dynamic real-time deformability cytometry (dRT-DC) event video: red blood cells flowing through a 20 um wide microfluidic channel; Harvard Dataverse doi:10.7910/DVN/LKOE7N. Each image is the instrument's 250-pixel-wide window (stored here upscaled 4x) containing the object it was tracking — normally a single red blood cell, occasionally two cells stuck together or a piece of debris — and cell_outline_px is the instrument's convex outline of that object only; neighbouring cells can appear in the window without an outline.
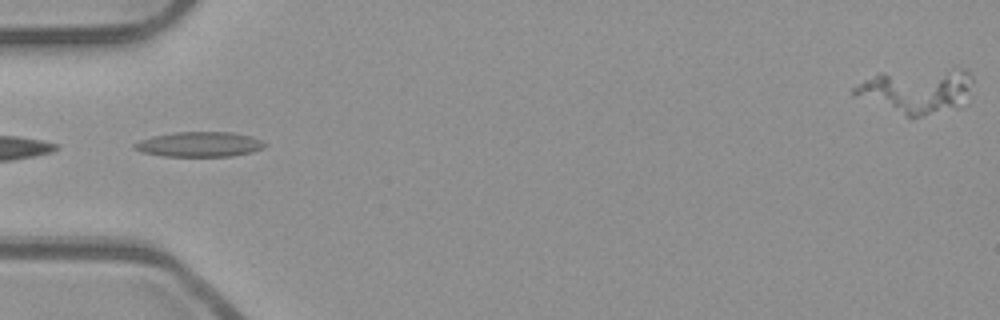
{"species": "common noctule bat (a hibernating species)", "species_latin": "Nyctalus noctula", "temperature_condition": "room temperature", "stored_images_in_passage": 36, "camera_frame_rate_fps": 3000, "um_per_image_px": 0.085, "animal": {"sex": "male", "body_mass_g": 23.1, "forearm_length_mm": 52.7}, "frame": {"image": 1, "passage_image": 1, "time_ms": 0.0, "image_size_px": [1000, 320], "cell_outline_px": [[268, 144], [252, 152], [232, 156], [164, 156], [144, 152], [136, 148], [132, 144], [140, 140], [152, 136], [176, 132], [232, 132], [252, 136]], "centroid_in_image_um": [16.97, 12.26], "position_along_channel_um": 68.0, "area_um2": 18.79}}
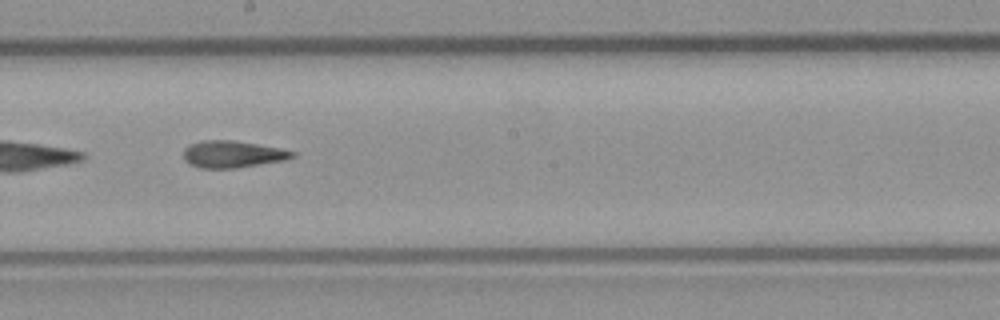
{"frame": {"image": 2, "passage_image": 13, "time_ms": 4.0, "image_size_px": [1000, 320], "cell_outline_px": [[296, 156], [288, 160], [236, 168], [200, 168], [188, 164], [184, 160], [184, 148], [192, 144], [204, 140], [232, 140], [280, 148], [296, 152]], "centroid_in_image_um": [19.8, 13.12], "position_along_channel_um": 228.4, "area_um2": 17.17}}
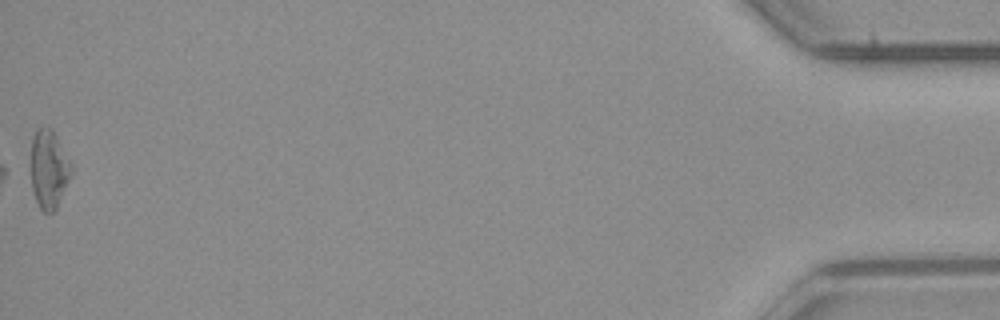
{"frame": {"image": 3, "passage_image": 36, "time_ms": 11.667, "image_size_px": [1000, 320], "cell_outline_px": [[72, 172], [56, 208], [52, 212], [44, 212], [40, 208], [36, 200], [32, 188], [32, 136], [36, 128], [48, 124], [52, 128], [72, 164]], "centroid_in_image_um": [4.16, 14.31], "position_along_channel_um": 431.0, "area_um2": 18.38}, "authors_computed_cell_mechanics": {"area_um2": 17.2533, "velocity_mm_per_s": 3.9847, "shape_relaxation_time_tau1_ms": null, "shape_relaxation_time_tau2_ms": 4.9615, "deformation_change_tau1": null, "deformation_change_tau2": 0.1625}}